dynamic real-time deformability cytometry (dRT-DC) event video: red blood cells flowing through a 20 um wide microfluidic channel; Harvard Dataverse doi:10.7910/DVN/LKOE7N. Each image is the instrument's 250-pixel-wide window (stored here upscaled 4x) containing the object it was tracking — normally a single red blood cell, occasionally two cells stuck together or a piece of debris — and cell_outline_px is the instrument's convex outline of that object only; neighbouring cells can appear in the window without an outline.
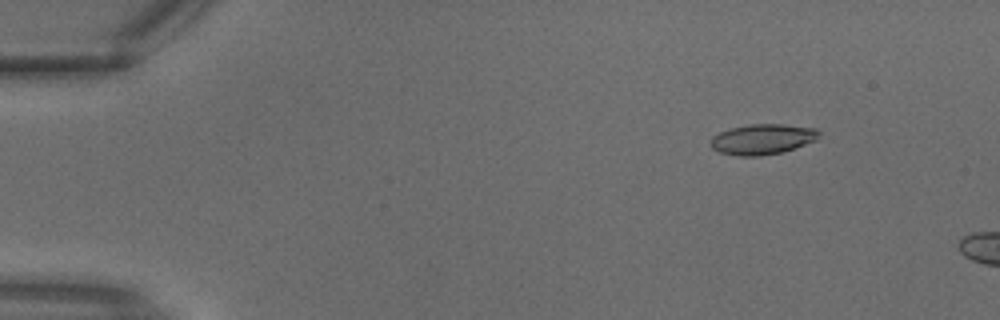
{"species": "common noctule bat (a hibernating species)", "species_latin": "Nyctalus noctula", "temperature_condition": "warm", "stored_images_in_passage": 5, "camera_frame_rate_fps": 3000, "um_per_image_px": 0.085, "animal": {"sex": "male", "body_mass_g": 18.8}, "frame": {"image": 1, "passage_image": 3, "time_ms": 0.667, "image_size_px": [1000, 320], "cell_outline_px": [[820, 132], [816, 140], [784, 152], [760, 156], [740, 156], [720, 152], [712, 148], [712, 136], [720, 132], [732, 128], [748, 124], [784, 124], [816, 128]], "centroid_in_image_um": [64.84, 11.83], "position_along_channel_um": 20.2, "area_um2": 19.13}}